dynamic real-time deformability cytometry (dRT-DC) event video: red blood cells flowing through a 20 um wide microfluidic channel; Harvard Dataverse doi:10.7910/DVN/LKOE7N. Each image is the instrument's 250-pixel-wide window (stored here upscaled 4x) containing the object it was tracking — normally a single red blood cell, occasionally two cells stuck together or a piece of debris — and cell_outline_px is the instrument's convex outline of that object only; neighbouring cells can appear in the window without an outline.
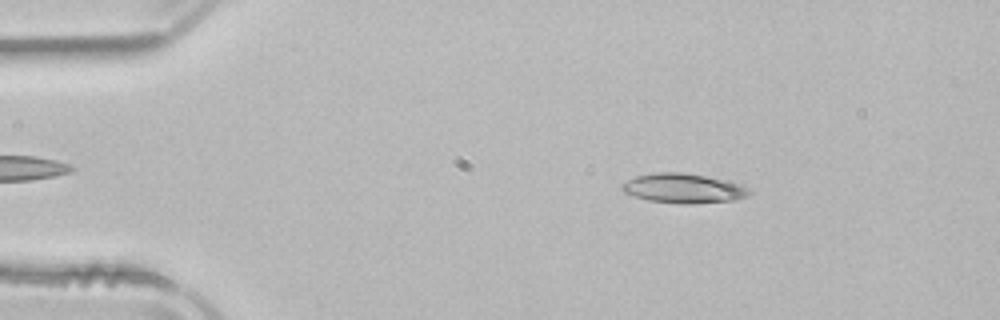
{"species": "common noctule bat (a hibernating species)", "species_latin": "Nyctalus noctula", "temperature_condition": "room temperature", "stored_images_in_passage": 52, "camera_frame_rate_fps": 3000, "um_per_image_px": 0.085, "animal": {"sex": "male", "body_mass_g": 21.5, "forearm_length_mm": 52.0}, "frame": {"image": 1, "passage_image": 9, "time_ms": 2.667, "image_size_px": [1000, 320], "cell_outline_px": [[752, 192], [748, 196], [736, 200], [688, 204], [684, 204], [648, 200], [624, 192], [620, 188], [620, 184], [636, 176], [656, 172], [684, 172], [704, 176], [736, 184], [748, 188]], "centroid_in_image_um": [58.05, 16.01], "position_along_channel_um": 26.9, "area_um2": 21.62}}
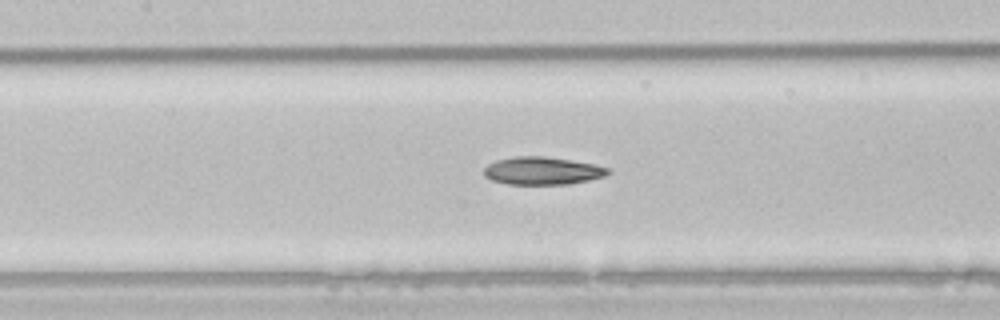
{"frame": {"image": 2, "passage_image": 24, "time_ms": 7.667, "image_size_px": [1000, 320], "cell_outline_px": [[612, 172], [604, 176], [588, 180], [568, 184], [508, 184], [492, 180], [484, 176], [484, 168], [488, 164], [496, 160], [516, 156], [544, 156], [596, 164], [608, 168]], "centroid_in_image_um": [46.1, 14.51], "position_along_channel_um": 161.3, "area_um2": 20.06}}
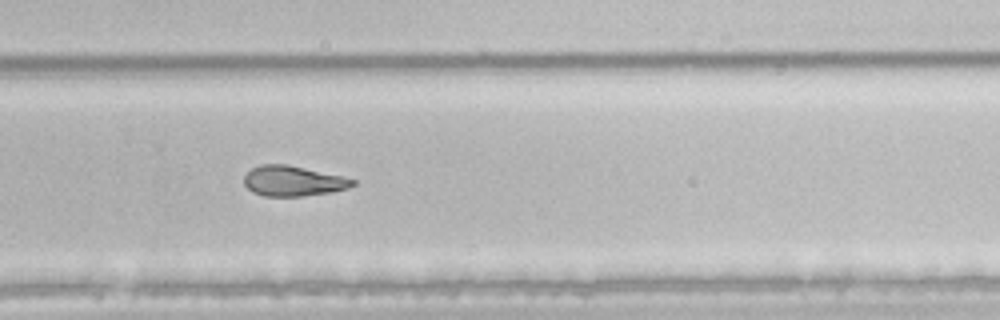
{"frame": {"image": 3, "passage_image": 35, "time_ms": 11.333, "image_size_px": [1000, 320], "cell_outline_px": [[356, 184], [348, 188], [328, 192], [300, 196], [264, 196], [252, 192], [244, 184], [244, 176], [252, 168], [260, 164], [288, 164], [344, 176], [356, 180]], "centroid_in_image_um": [24.91, 15.37], "position_along_channel_um": 304.9, "area_um2": 19.19}, "authors_computed_cell_mechanics": {"area_um2": 20.4901, "velocity_mm_per_s": 3.9322, "shape_relaxation_time_tau1_ms": 5.3949, "shape_relaxation_time_tau2_ms": 6.8693, "deformation_change_tau1": 0.1568, "deformation_change_tau2": 0.1633}}